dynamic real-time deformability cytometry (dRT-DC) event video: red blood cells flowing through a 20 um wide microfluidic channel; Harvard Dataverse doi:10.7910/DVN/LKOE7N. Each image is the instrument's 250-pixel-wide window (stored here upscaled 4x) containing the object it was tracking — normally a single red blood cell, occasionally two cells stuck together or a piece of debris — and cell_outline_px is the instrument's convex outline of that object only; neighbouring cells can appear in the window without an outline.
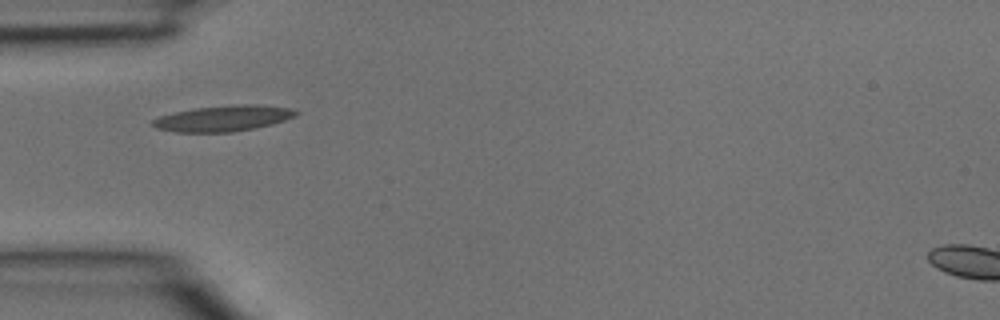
{"species": "common noctule bat (a hibernating species)", "species_latin": "Nyctalus noctula", "temperature_condition": "room temperature", "stored_images_in_passage": 4, "camera_frame_rate_fps": 3000, "um_per_image_px": 0.085, "animal": {"sex": "male", "body_mass_g": 15.6}, "frame": {"image": 1, "passage_image": 1, "time_ms": 0.0, "image_size_px": [1000, 320], "cell_outline_px": [[300, 112], [296, 116], [272, 124], [256, 128], [232, 132], [176, 132], [156, 128], [148, 124], [152, 120], [160, 116], [176, 112], [196, 108], [232, 104], [256, 104], [292, 108]], "centroid_in_image_um": [18.99, 10.06], "position_along_channel_um": 66.0, "area_um2": 21.73}}